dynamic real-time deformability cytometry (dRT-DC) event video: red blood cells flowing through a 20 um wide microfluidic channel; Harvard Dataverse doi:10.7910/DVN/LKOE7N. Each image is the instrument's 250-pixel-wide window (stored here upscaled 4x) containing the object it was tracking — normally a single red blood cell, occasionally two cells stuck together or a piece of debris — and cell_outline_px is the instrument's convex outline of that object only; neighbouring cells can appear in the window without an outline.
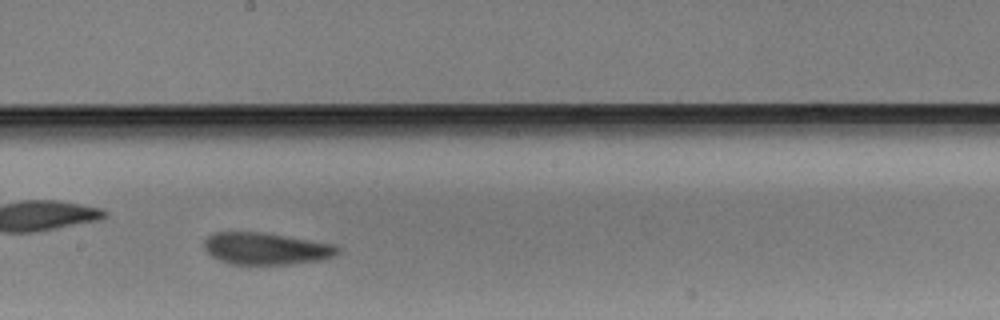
{"species": "Egyptian fruit bat (a non-hibernating species)", "species_latin": "Rousettus aegyptiacus", "temperature_condition": "warm", "stored_images_in_passage": 37, "camera_frame_rate_fps": 3000, "um_per_image_px": 0.085, "animal": {"sex": "male"}, "frame": {"image": 1, "passage_image": 16, "time_ms": 5.0, "image_size_px": [1000, 320], "cell_outline_px": [[340, 252], [332, 256], [320, 260], [292, 264], [228, 264], [212, 256], [204, 248], [204, 240], [208, 236], [216, 232], [264, 232], [336, 244], [340, 248]], "centroid_in_image_um": [22.63, 21.12], "position_along_channel_um": 225.6, "area_um2": 24.97}}